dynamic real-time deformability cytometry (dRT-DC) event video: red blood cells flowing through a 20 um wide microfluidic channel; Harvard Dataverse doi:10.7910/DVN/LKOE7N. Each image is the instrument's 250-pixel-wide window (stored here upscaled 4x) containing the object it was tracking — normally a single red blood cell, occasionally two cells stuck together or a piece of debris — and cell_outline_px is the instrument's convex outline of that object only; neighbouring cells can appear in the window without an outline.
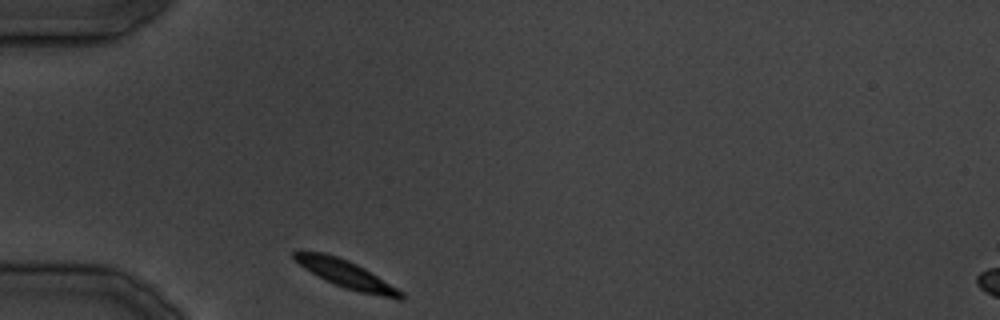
{"species": "common noctule bat (a hibernating species)", "species_latin": "Nyctalus noctula", "temperature_condition": "cold", "stored_images_in_passage": 22, "camera_frame_rate_fps": 3000, "um_per_image_px": 0.085, "animal": {"sex": "male", "body_mass_g": 19.5, "forearm_length_mm": 54.6}, "frame": {"image": 1, "passage_image": 1, "time_ms": 0.0, "image_size_px": [1000, 320], "cell_outline_px": [[404, 300], [396, 300], [360, 292], [344, 288], [324, 280], [304, 268], [292, 256], [292, 252], [324, 252], [348, 260], [364, 268], [404, 292]], "centroid_in_image_um": [29.48, 23.34], "position_along_channel_um": 55.5, "area_um2": 17.11}}
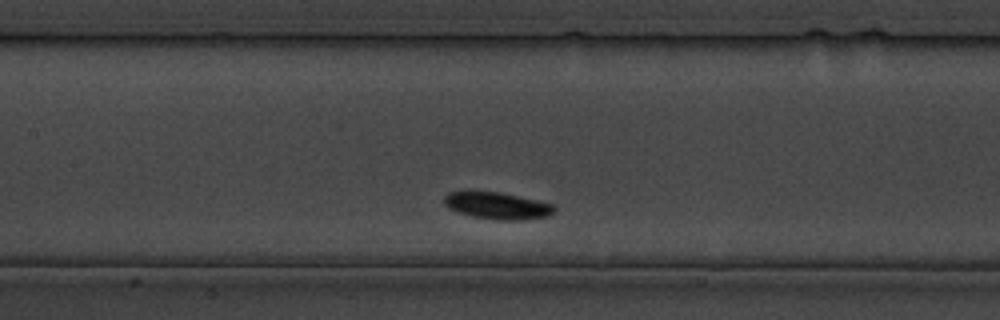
{"frame": {"image": 2, "passage_image": 8, "time_ms": 9.0, "image_size_px": [1000, 320], "cell_outline_px": [[556, 212], [548, 216], [528, 220], [500, 220], [472, 216], [448, 208], [444, 204], [444, 196], [448, 192], [468, 188], [500, 192], [536, 200], [552, 204], [556, 208]], "centroid_in_image_um": [42.22, 17.44], "position_along_channel_um": 165.2, "area_um2": 17.92}}
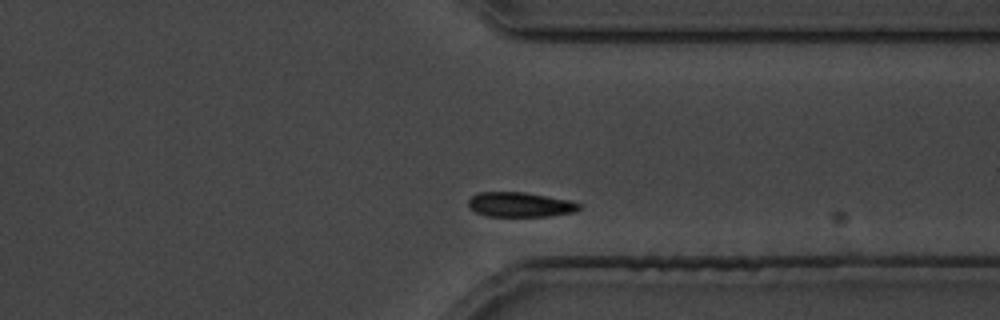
{"frame": {"image": 3, "passage_image": 20, "time_ms": 23.667, "image_size_px": [1000, 320], "cell_outline_px": [[584, 208], [576, 212], [548, 216], [488, 216], [476, 212], [468, 204], [468, 200], [476, 192], [524, 192], [568, 200], [580, 204]], "centroid_in_image_um": [44.24, 17.39], "position_along_channel_um": 367.2, "area_um2": 15.95}}